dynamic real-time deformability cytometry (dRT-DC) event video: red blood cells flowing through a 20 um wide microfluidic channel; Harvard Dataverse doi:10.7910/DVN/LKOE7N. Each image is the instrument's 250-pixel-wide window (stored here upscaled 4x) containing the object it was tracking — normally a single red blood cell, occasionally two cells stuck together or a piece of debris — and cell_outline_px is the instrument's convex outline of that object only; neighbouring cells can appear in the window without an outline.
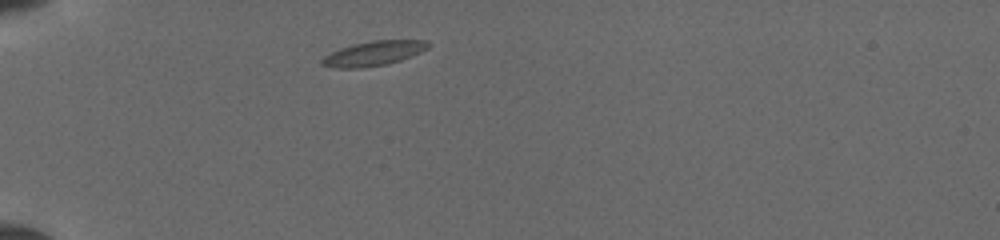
{"species": "common noctule bat (a hibernating species)", "species_latin": "Nyctalus noctula", "temperature_condition": "cold", "stored_images_in_passage": 1, "camera_frame_rate_fps": 3000, "um_per_image_px": 0.085, "animal": {"sex": "female", "body_mass_g": 19.5, "forearm_length_mm": 54.1}, "frame": {"image": 1, "passage_image": 1, "time_ms": 0.0, "image_size_px": [1000, 240], "cell_outline_px": [[428, 48], [420, 52], [400, 60], [384, 64], [356, 68], [336, 68], [320, 64], [320, 60], [324, 56], [340, 48], [352, 44], [372, 40], [428, 40]], "centroid_in_image_um": [31.72, 4.52], "position_along_channel_um": 53.3, "area_um2": 15.03}}